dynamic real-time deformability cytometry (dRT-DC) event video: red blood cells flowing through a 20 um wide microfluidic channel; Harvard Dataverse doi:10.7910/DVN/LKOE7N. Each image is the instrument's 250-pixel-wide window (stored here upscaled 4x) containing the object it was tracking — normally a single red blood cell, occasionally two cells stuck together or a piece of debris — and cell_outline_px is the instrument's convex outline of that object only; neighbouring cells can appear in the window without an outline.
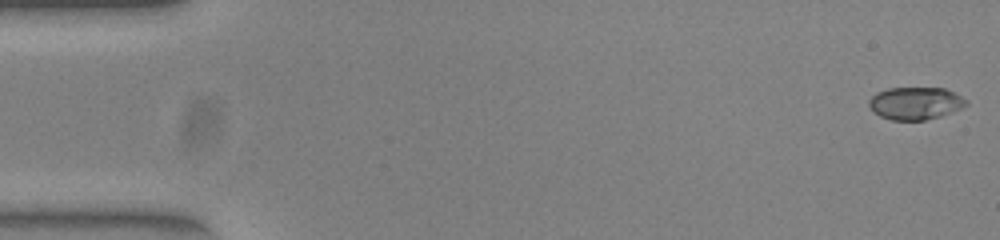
{"species": "common noctule bat (a hibernating species)", "species_latin": "Nyctalus noctula", "temperature_condition": "warm", "stored_images_in_passage": 52, "camera_frame_rate_fps": 3000, "um_per_image_px": 0.085, "animal": {"sex": "female", "body_mass_g": 23.0, "forearm_length_mm": 53.4}, "frame": {"image": 1, "passage_image": 1, "time_ms": 0.0, "image_size_px": [1000, 240], "cell_outline_px": [[968, 104], [960, 108], [940, 116], [924, 120], [892, 120], [880, 116], [872, 112], [868, 104], [868, 100], [876, 92], [888, 88], [944, 88], [968, 100]], "centroid_in_image_um": [77.76, 8.77], "position_along_channel_um": 7.2, "area_um2": 18.38}}
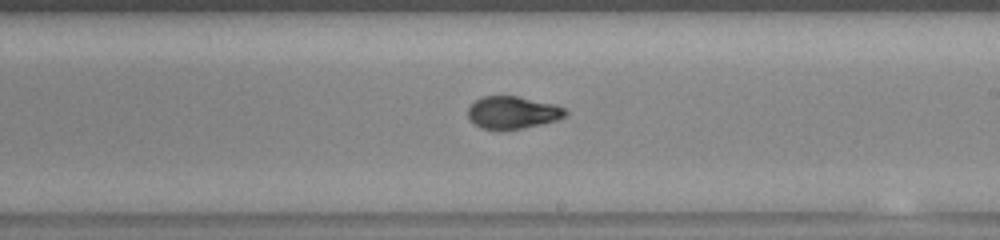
{"frame": {"image": 2, "passage_image": 30, "time_ms": 9.667, "image_size_px": [1000, 240], "cell_outline_px": [[568, 112], [564, 116], [556, 120], [540, 124], [520, 128], [480, 128], [468, 116], [468, 108], [476, 100], [484, 96], [516, 96], [556, 104], [564, 108]], "centroid_in_image_um": [43.59, 9.53], "position_along_channel_um": 245.4, "area_um2": 17.92}}
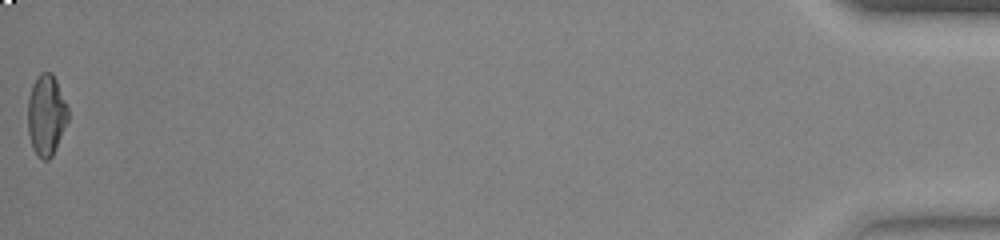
{"frame": {"image": 3, "passage_image": 52, "time_ms": 17.0, "image_size_px": [1000, 240], "cell_outline_px": [[68, 120], [56, 148], [52, 156], [48, 160], [44, 160], [36, 152], [32, 144], [28, 132], [28, 100], [32, 84], [36, 76], [40, 72], [52, 72], [56, 80], [68, 108]], "centroid_in_image_um": [3.93, 9.74], "position_along_channel_um": 431.3, "area_um2": 18.79}, "authors_computed_cell_mechanics": {"area_um2": 18.5538, "velocity_mm_per_s": 3.9499, "shape_relaxation_time_tau1_ms": 5.6939, "shape_relaxation_time_tau2_ms": null, "deformation_change_tau1": 0.214, "deformation_change_tau2": null}}